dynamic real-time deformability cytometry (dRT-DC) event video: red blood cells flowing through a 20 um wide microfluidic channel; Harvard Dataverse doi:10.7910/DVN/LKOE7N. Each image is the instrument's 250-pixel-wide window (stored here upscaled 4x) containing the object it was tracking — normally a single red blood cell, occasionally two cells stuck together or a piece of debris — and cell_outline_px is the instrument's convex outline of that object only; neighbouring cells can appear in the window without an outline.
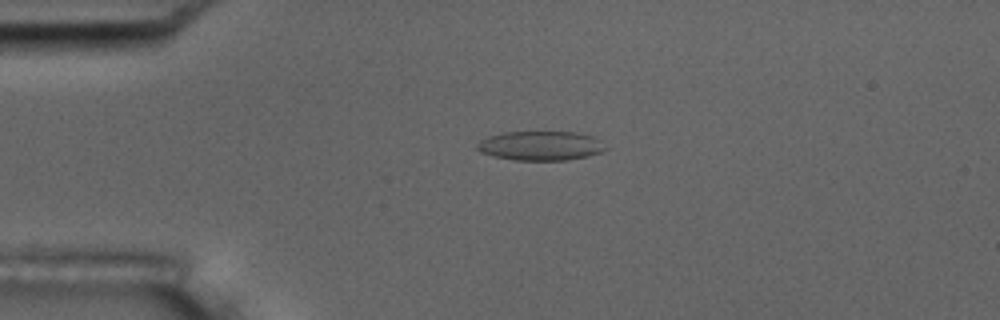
{"species": "common noctule bat (a hibernating species)", "species_latin": "Nyctalus noctula", "temperature_condition": "room temperature", "stored_images_in_passage": 6, "camera_frame_rate_fps": 3000, "um_per_image_px": 0.085, "animal": {"sex": "male", "body_mass_g": 17.5, "forearm_length_mm": 52.3}, "frame": {"image": 1, "passage_image": 4, "time_ms": 3.667, "image_size_px": [1000, 320], "cell_outline_px": [[608, 148], [600, 152], [588, 156], [564, 160], [516, 160], [492, 156], [480, 152], [476, 148], [476, 144], [480, 140], [488, 136], [504, 132], [576, 132], [592, 136], [600, 140]], "centroid_in_image_um": [45.93, 12.38], "position_along_channel_um": 39.1, "area_um2": 21.96}}